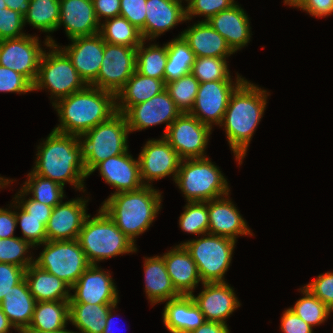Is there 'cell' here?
I'll return each mask as SVG.
<instances>
[{
  "mask_svg": "<svg viewBox=\"0 0 333 333\" xmlns=\"http://www.w3.org/2000/svg\"><path fill=\"white\" fill-rule=\"evenodd\" d=\"M30 248L34 247L18 236L0 239V263H10L27 269L34 263Z\"/></svg>",
  "mask_w": 333,
  "mask_h": 333,
  "instance_id": "obj_43",
  "label": "cell"
},
{
  "mask_svg": "<svg viewBox=\"0 0 333 333\" xmlns=\"http://www.w3.org/2000/svg\"><path fill=\"white\" fill-rule=\"evenodd\" d=\"M203 290L195 296V304L204 315L205 321L227 324L226 319L241 306L234 288L227 282L202 283Z\"/></svg>",
  "mask_w": 333,
  "mask_h": 333,
  "instance_id": "obj_19",
  "label": "cell"
},
{
  "mask_svg": "<svg viewBox=\"0 0 333 333\" xmlns=\"http://www.w3.org/2000/svg\"><path fill=\"white\" fill-rule=\"evenodd\" d=\"M301 10L313 17H327L333 15V0H308Z\"/></svg>",
  "mask_w": 333,
  "mask_h": 333,
  "instance_id": "obj_56",
  "label": "cell"
},
{
  "mask_svg": "<svg viewBox=\"0 0 333 333\" xmlns=\"http://www.w3.org/2000/svg\"><path fill=\"white\" fill-rule=\"evenodd\" d=\"M24 26V17L19 12L8 8L0 11V41L27 35Z\"/></svg>",
  "mask_w": 333,
  "mask_h": 333,
  "instance_id": "obj_47",
  "label": "cell"
},
{
  "mask_svg": "<svg viewBox=\"0 0 333 333\" xmlns=\"http://www.w3.org/2000/svg\"><path fill=\"white\" fill-rule=\"evenodd\" d=\"M109 272L91 264L71 287L69 304H117L118 290Z\"/></svg>",
  "mask_w": 333,
  "mask_h": 333,
  "instance_id": "obj_16",
  "label": "cell"
},
{
  "mask_svg": "<svg viewBox=\"0 0 333 333\" xmlns=\"http://www.w3.org/2000/svg\"><path fill=\"white\" fill-rule=\"evenodd\" d=\"M144 281L146 297L150 304L154 306L160 302L168 301L180 296L175 290L171 278L167 272L164 259L155 255L144 257Z\"/></svg>",
  "mask_w": 333,
  "mask_h": 333,
  "instance_id": "obj_29",
  "label": "cell"
},
{
  "mask_svg": "<svg viewBox=\"0 0 333 333\" xmlns=\"http://www.w3.org/2000/svg\"><path fill=\"white\" fill-rule=\"evenodd\" d=\"M165 89V81L135 71L115 95L116 112L124 114L131 106L143 103Z\"/></svg>",
  "mask_w": 333,
  "mask_h": 333,
  "instance_id": "obj_31",
  "label": "cell"
},
{
  "mask_svg": "<svg viewBox=\"0 0 333 333\" xmlns=\"http://www.w3.org/2000/svg\"><path fill=\"white\" fill-rule=\"evenodd\" d=\"M68 46H59L70 58L80 77L90 85L98 76L104 54V40L98 33L70 39Z\"/></svg>",
  "mask_w": 333,
  "mask_h": 333,
  "instance_id": "obj_20",
  "label": "cell"
},
{
  "mask_svg": "<svg viewBox=\"0 0 333 333\" xmlns=\"http://www.w3.org/2000/svg\"><path fill=\"white\" fill-rule=\"evenodd\" d=\"M60 17V0H30L29 10L24 15V25L29 24L40 32L48 33L44 45H57L49 33L57 30Z\"/></svg>",
  "mask_w": 333,
  "mask_h": 333,
  "instance_id": "obj_33",
  "label": "cell"
},
{
  "mask_svg": "<svg viewBox=\"0 0 333 333\" xmlns=\"http://www.w3.org/2000/svg\"><path fill=\"white\" fill-rule=\"evenodd\" d=\"M235 53L250 43L251 26L246 11L236 2L207 21Z\"/></svg>",
  "mask_w": 333,
  "mask_h": 333,
  "instance_id": "obj_25",
  "label": "cell"
},
{
  "mask_svg": "<svg viewBox=\"0 0 333 333\" xmlns=\"http://www.w3.org/2000/svg\"><path fill=\"white\" fill-rule=\"evenodd\" d=\"M42 142L37 146L32 172L63 187L69 183L84 193V180L88 174L84 167L80 137L52 130Z\"/></svg>",
  "mask_w": 333,
  "mask_h": 333,
  "instance_id": "obj_2",
  "label": "cell"
},
{
  "mask_svg": "<svg viewBox=\"0 0 333 333\" xmlns=\"http://www.w3.org/2000/svg\"><path fill=\"white\" fill-rule=\"evenodd\" d=\"M12 328L14 329V326L10 323L0 306V333L10 332Z\"/></svg>",
  "mask_w": 333,
  "mask_h": 333,
  "instance_id": "obj_60",
  "label": "cell"
},
{
  "mask_svg": "<svg viewBox=\"0 0 333 333\" xmlns=\"http://www.w3.org/2000/svg\"><path fill=\"white\" fill-rule=\"evenodd\" d=\"M16 222L20 223L22 235L21 238L26 240L32 247L42 245L47 241L46 224L49 218L31 217L17 202H16Z\"/></svg>",
  "mask_w": 333,
  "mask_h": 333,
  "instance_id": "obj_45",
  "label": "cell"
},
{
  "mask_svg": "<svg viewBox=\"0 0 333 333\" xmlns=\"http://www.w3.org/2000/svg\"><path fill=\"white\" fill-rule=\"evenodd\" d=\"M39 42V37L31 34L1 40L0 65L20 73L33 85L44 52Z\"/></svg>",
  "mask_w": 333,
  "mask_h": 333,
  "instance_id": "obj_14",
  "label": "cell"
},
{
  "mask_svg": "<svg viewBox=\"0 0 333 333\" xmlns=\"http://www.w3.org/2000/svg\"><path fill=\"white\" fill-rule=\"evenodd\" d=\"M44 50L38 68V75L33 84V92L48 89L52 105L74 92L83 90L87 84L72 65L70 58L59 45L48 44ZM52 50H51V49ZM53 98V99H52Z\"/></svg>",
  "mask_w": 333,
  "mask_h": 333,
  "instance_id": "obj_8",
  "label": "cell"
},
{
  "mask_svg": "<svg viewBox=\"0 0 333 333\" xmlns=\"http://www.w3.org/2000/svg\"><path fill=\"white\" fill-rule=\"evenodd\" d=\"M117 307V304L116 305H114L111 309H110V311H109V313H108V315H107V318H106V320H107V322H106V326H105V328H104V331H103V333H114V323H115V315L113 314V312H114V310H115V308ZM114 317V318H113ZM114 319V320H113ZM117 323V322H116ZM114 324V325H113Z\"/></svg>",
  "mask_w": 333,
  "mask_h": 333,
  "instance_id": "obj_59",
  "label": "cell"
},
{
  "mask_svg": "<svg viewBox=\"0 0 333 333\" xmlns=\"http://www.w3.org/2000/svg\"><path fill=\"white\" fill-rule=\"evenodd\" d=\"M183 0H147L144 28L140 31L143 39L155 40L164 32L186 22V7Z\"/></svg>",
  "mask_w": 333,
  "mask_h": 333,
  "instance_id": "obj_23",
  "label": "cell"
},
{
  "mask_svg": "<svg viewBox=\"0 0 333 333\" xmlns=\"http://www.w3.org/2000/svg\"><path fill=\"white\" fill-rule=\"evenodd\" d=\"M186 2L187 21L196 16H203L205 19L201 21H208L215 14L230 8L236 3L235 0H186Z\"/></svg>",
  "mask_w": 333,
  "mask_h": 333,
  "instance_id": "obj_46",
  "label": "cell"
},
{
  "mask_svg": "<svg viewBox=\"0 0 333 333\" xmlns=\"http://www.w3.org/2000/svg\"><path fill=\"white\" fill-rule=\"evenodd\" d=\"M63 25L68 39L96 35L100 32L92 0H60L57 29Z\"/></svg>",
  "mask_w": 333,
  "mask_h": 333,
  "instance_id": "obj_24",
  "label": "cell"
},
{
  "mask_svg": "<svg viewBox=\"0 0 333 333\" xmlns=\"http://www.w3.org/2000/svg\"><path fill=\"white\" fill-rule=\"evenodd\" d=\"M28 196L22 189L15 194L14 200L27 212L31 217L50 218L53 207L38 202L32 198L25 199Z\"/></svg>",
  "mask_w": 333,
  "mask_h": 333,
  "instance_id": "obj_52",
  "label": "cell"
},
{
  "mask_svg": "<svg viewBox=\"0 0 333 333\" xmlns=\"http://www.w3.org/2000/svg\"><path fill=\"white\" fill-rule=\"evenodd\" d=\"M212 129L190 113H181L163 138L182 159L204 158Z\"/></svg>",
  "mask_w": 333,
  "mask_h": 333,
  "instance_id": "obj_11",
  "label": "cell"
},
{
  "mask_svg": "<svg viewBox=\"0 0 333 333\" xmlns=\"http://www.w3.org/2000/svg\"><path fill=\"white\" fill-rule=\"evenodd\" d=\"M10 207H11V209H9ZM12 207H14L13 211H12ZM16 210L17 209H16L15 200H13V202L10 204V206L8 208H5V209L0 208V239L15 237L14 231H15V228L17 227Z\"/></svg>",
  "mask_w": 333,
  "mask_h": 333,
  "instance_id": "obj_54",
  "label": "cell"
},
{
  "mask_svg": "<svg viewBox=\"0 0 333 333\" xmlns=\"http://www.w3.org/2000/svg\"><path fill=\"white\" fill-rule=\"evenodd\" d=\"M21 189L27 195L32 194L30 198L53 208L66 197L62 185L49 178L34 174L32 171L27 174V180Z\"/></svg>",
  "mask_w": 333,
  "mask_h": 333,
  "instance_id": "obj_39",
  "label": "cell"
},
{
  "mask_svg": "<svg viewBox=\"0 0 333 333\" xmlns=\"http://www.w3.org/2000/svg\"><path fill=\"white\" fill-rule=\"evenodd\" d=\"M196 56L182 36L167 42V62L164 72L165 84L191 73Z\"/></svg>",
  "mask_w": 333,
  "mask_h": 333,
  "instance_id": "obj_35",
  "label": "cell"
},
{
  "mask_svg": "<svg viewBox=\"0 0 333 333\" xmlns=\"http://www.w3.org/2000/svg\"><path fill=\"white\" fill-rule=\"evenodd\" d=\"M210 158L182 159L175 184L186 202H207L230 194L227 178Z\"/></svg>",
  "mask_w": 333,
  "mask_h": 333,
  "instance_id": "obj_6",
  "label": "cell"
},
{
  "mask_svg": "<svg viewBox=\"0 0 333 333\" xmlns=\"http://www.w3.org/2000/svg\"><path fill=\"white\" fill-rule=\"evenodd\" d=\"M304 287L333 310V271L318 275Z\"/></svg>",
  "mask_w": 333,
  "mask_h": 333,
  "instance_id": "obj_49",
  "label": "cell"
},
{
  "mask_svg": "<svg viewBox=\"0 0 333 333\" xmlns=\"http://www.w3.org/2000/svg\"><path fill=\"white\" fill-rule=\"evenodd\" d=\"M188 43L196 57L228 58L234 52L207 21H197L179 34Z\"/></svg>",
  "mask_w": 333,
  "mask_h": 333,
  "instance_id": "obj_27",
  "label": "cell"
},
{
  "mask_svg": "<svg viewBox=\"0 0 333 333\" xmlns=\"http://www.w3.org/2000/svg\"><path fill=\"white\" fill-rule=\"evenodd\" d=\"M69 301L36 302L29 325L41 331H55L67 327Z\"/></svg>",
  "mask_w": 333,
  "mask_h": 333,
  "instance_id": "obj_36",
  "label": "cell"
},
{
  "mask_svg": "<svg viewBox=\"0 0 333 333\" xmlns=\"http://www.w3.org/2000/svg\"><path fill=\"white\" fill-rule=\"evenodd\" d=\"M99 34L105 42L133 48H137L144 41L140 30L120 15L103 20Z\"/></svg>",
  "mask_w": 333,
  "mask_h": 333,
  "instance_id": "obj_37",
  "label": "cell"
},
{
  "mask_svg": "<svg viewBox=\"0 0 333 333\" xmlns=\"http://www.w3.org/2000/svg\"><path fill=\"white\" fill-rule=\"evenodd\" d=\"M136 49L104 41L101 68L90 85L116 95L136 71Z\"/></svg>",
  "mask_w": 333,
  "mask_h": 333,
  "instance_id": "obj_13",
  "label": "cell"
},
{
  "mask_svg": "<svg viewBox=\"0 0 333 333\" xmlns=\"http://www.w3.org/2000/svg\"><path fill=\"white\" fill-rule=\"evenodd\" d=\"M89 198L61 201L56 205L46 224L47 241L78 239L84 221L87 218V202Z\"/></svg>",
  "mask_w": 333,
  "mask_h": 333,
  "instance_id": "obj_18",
  "label": "cell"
},
{
  "mask_svg": "<svg viewBox=\"0 0 333 333\" xmlns=\"http://www.w3.org/2000/svg\"><path fill=\"white\" fill-rule=\"evenodd\" d=\"M7 8L19 12L23 17L29 10L30 0H4Z\"/></svg>",
  "mask_w": 333,
  "mask_h": 333,
  "instance_id": "obj_58",
  "label": "cell"
},
{
  "mask_svg": "<svg viewBox=\"0 0 333 333\" xmlns=\"http://www.w3.org/2000/svg\"><path fill=\"white\" fill-rule=\"evenodd\" d=\"M270 94L245 79L232 93L224 118L223 127L230 150L242 165L257 125L263 118Z\"/></svg>",
  "mask_w": 333,
  "mask_h": 333,
  "instance_id": "obj_1",
  "label": "cell"
},
{
  "mask_svg": "<svg viewBox=\"0 0 333 333\" xmlns=\"http://www.w3.org/2000/svg\"><path fill=\"white\" fill-rule=\"evenodd\" d=\"M307 2L308 0H284V5L286 4L301 9Z\"/></svg>",
  "mask_w": 333,
  "mask_h": 333,
  "instance_id": "obj_62",
  "label": "cell"
},
{
  "mask_svg": "<svg viewBox=\"0 0 333 333\" xmlns=\"http://www.w3.org/2000/svg\"><path fill=\"white\" fill-rule=\"evenodd\" d=\"M4 8H7V5L4 0H0V11Z\"/></svg>",
  "mask_w": 333,
  "mask_h": 333,
  "instance_id": "obj_64",
  "label": "cell"
},
{
  "mask_svg": "<svg viewBox=\"0 0 333 333\" xmlns=\"http://www.w3.org/2000/svg\"><path fill=\"white\" fill-rule=\"evenodd\" d=\"M147 0H120V16L126 18L138 30L145 25Z\"/></svg>",
  "mask_w": 333,
  "mask_h": 333,
  "instance_id": "obj_50",
  "label": "cell"
},
{
  "mask_svg": "<svg viewBox=\"0 0 333 333\" xmlns=\"http://www.w3.org/2000/svg\"><path fill=\"white\" fill-rule=\"evenodd\" d=\"M299 290L303 297L298 299L289 309L312 328L327 321L331 314L330 309L306 287L303 286Z\"/></svg>",
  "mask_w": 333,
  "mask_h": 333,
  "instance_id": "obj_40",
  "label": "cell"
},
{
  "mask_svg": "<svg viewBox=\"0 0 333 333\" xmlns=\"http://www.w3.org/2000/svg\"><path fill=\"white\" fill-rule=\"evenodd\" d=\"M34 264L62 279L72 287L84 271L91 265L78 239L46 241Z\"/></svg>",
  "mask_w": 333,
  "mask_h": 333,
  "instance_id": "obj_10",
  "label": "cell"
},
{
  "mask_svg": "<svg viewBox=\"0 0 333 333\" xmlns=\"http://www.w3.org/2000/svg\"><path fill=\"white\" fill-rule=\"evenodd\" d=\"M14 179H8L0 176V189H3L4 187H8L10 183H13Z\"/></svg>",
  "mask_w": 333,
  "mask_h": 333,
  "instance_id": "obj_63",
  "label": "cell"
},
{
  "mask_svg": "<svg viewBox=\"0 0 333 333\" xmlns=\"http://www.w3.org/2000/svg\"><path fill=\"white\" fill-rule=\"evenodd\" d=\"M233 203L229 194L208 201V233L234 240L242 235H254Z\"/></svg>",
  "mask_w": 333,
  "mask_h": 333,
  "instance_id": "obj_22",
  "label": "cell"
},
{
  "mask_svg": "<svg viewBox=\"0 0 333 333\" xmlns=\"http://www.w3.org/2000/svg\"><path fill=\"white\" fill-rule=\"evenodd\" d=\"M24 329L26 333H75V331L68 330L66 327L55 331H41L35 328H30L29 326Z\"/></svg>",
  "mask_w": 333,
  "mask_h": 333,
  "instance_id": "obj_61",
  "label": "cell"
},
{
  "mask_svg": "<svg viewBox=\"0 0 333 333\" xmlns=\"http://www.w3.org/2000/svg\"><path fill=\"white\" fill-rule=\"evenodd\" d=\"M95 14L101 23V18L109 19L120 15V0H92Z\"/></svg>",
  "mask_w": 333,
  "mask_h": 333,
  "instance_id": "obj_55",
  "label": "cell"
},
{
  "mask_svg": "<svg viewBox=\"0 0 333 333\" xmlns=\"http://www.w3.org/2000/svg\"><path fill=\"white\" fill-rule=\"evenodd\" d=\"M138 159L141 180L147 186H153V181L170 175L175 182L182 161L179 154L163 137L148 140L139 153Z\"/></svg>",
  "mask_w": 333,
  "mask_h": 333,
  "instance_id": "obj_15",
  "label": "cell"
},
{
  "mask_svg": "<svg viewBox=\"0 0 333 333\" xmlns=\"http://www.w3.org/2000/svg\"><path fill=\"white\" fill-rule=\"evenodd\" d=\"M33 85L20 73L0 65V92L26 94Z\"/></svg>",
  "mask_w": 333,
  "mask_h": 333,
  "instance_id": "obj_48",
  "label": "cell"
},
{
  "mask_svg": "<svg viewBox=\"0 0 333 333\" xmlns=\"http://www.w3.org/2000/svg\"><path fill=\"white\" fill-rule=\"evenodd\" d=\"M25 279L36 302L70 300L71 287L34 263L27 267Z\"/></svg>",
  "mask_w": 333,
  "mask_h": 333,
  "instance_id": "obj_30",
  "label": "cell"
},
{
  "mask_svg": "<svg viewBox=\"0 0 333 333\" xmlns=\"http://www.w3.org/2000/svg\"><path fill=\"white\" fill-rule=\"evenodd\" d=\"M226 58L196 57L191 73L200 82L233 80Z\"/></svg>",
  "mask_w": 333,
  "mask_h": 333,
  "instance_id": "obj_44",
  "label": "cell"
},
{
  "mask_svg": "<svg viewBox=\"0 0 333 333\" xmlns=\"http://www.w3.org/2000/svg\"><path fill=\"white\" fill-rule=\"evenodd\" d=\"M89 214L79 233L78 241L88 262L97 265L118 255L136 253L137 247L99 207L96 216Z\"/></svg>",
  "mask_w": 333,
  "mask_h": 333,
  "instance_id": "obj_5",
  "label": "cell"
},
{
  "mask_svg": "<svg viewBox=\"0 0 333 333\" xmlns=\"http://www.w3.org/2000/svg\"><path fill=\"white\" fill-rule=\"evenodd\" d=\"M162 192L144 185L135 191L109 195L101 208L134 244L146 232L162 209Z\"/></svg>",
  "mask_w": 333,
  "mask_h": 333,
  "instance_id": "obj_4",
  "label": "cell"
},
{
  "mask_svg": "<svg viewBox=\"0 0 333 333\" xmlns=\"http://www.w3.org/2000/svg\"><path fill=\"white\" fill-rule=\"evenodd\" d=\"M181 114L167 90L160 92L149 100L131 106L124 116L129 132L145 130L149 127L166 123L163 137L172 122Z\"/></svg>",
  "mask_w": 333,
  "mask_h": 333,
  "instance_id": "obj_17",
  "label": "cell"
},
{
  "mask_svg": "<svg viewBox=\"0 0 333 333\" xmlns=\"http://www.w3.org/2000/svg\"><path fill=\"white\" fill-rule=\"evenodd\" d=\"M160 256L164 259L171 282L180 295H191L198 284H202L197 265L183 245L178 244Z\"/></svg>",
  "mask_w": 333,
  "mask_h": 333,
  "instance_id": "obj_26",
  "label": "cell"
},
{
  "mask_svg": "<svg viewBox=\"0 0 333 333\" xmlns=\"http://www.w3.org/2000/svg\"><path fill=\"white\" fill-rule=\"evenodd\" d=\"M179 227L183 232L195 234L196 236L208 233V201L187 202L184 212L179 217Z\"/></svg>",
  "mask_w": 333,
  "mask_h": 333,
  "instance_id": "obj_42",
  "label": "cell"
},
{
  "mask_svg": "<svg viewBox=\"0 0 333 333\" xmlns=\"http://www.w3.org/2000/svg\"><path fill=\"white\" fill-rule=\"evenodd\" d=\"M237 240L205 233L203 237L187 240L183 245L197 265L202 283L226 282Z\"/></svg>",
  "mask_w": 333,
  "mask_h": 333,
  "instance_id": "obj_9",
  "label": "cell"
},
{
  "mask_svg": "<svg viewBox=\"0 0 333 333\" xmlns=\"http://www.w3.org/2000/svg\"><path fill=\"white\" fill-rule=\"evenodd\" d=\"M36 300L24 278L13 286L0 302L3 313L14 328H25L31 323Z\"/></svg>",
  "mask_w": 333,
  "mask_h": 333,
  "instance_id": "obj_32",
  "label": "cell"
},
{
  "mask_svg": "<svg viewBox=\"0 0 333 333\" xmlns=\"http://www.w3.org/2000/svg\"><path fill=\"white\" fill-rule=\"evenodd\" d=\"M236 76L235 82L219 80L200 83L190 114L211 128L214 125L219 126L232 93L245 80L239 74Z\"/></svg>",
  "mask_w": 333,
  "mask_h": 333,
  "instance_id": "obj_12",
  "label": "cell"
},
{
  "mask_svg": "<svg viewBox=\"0 0 333 333\" xmlns=\"http://www.w3.org/2000/svg\"><path fill=\"white\" fill-rule=\"evenodd\" d=\"M280 326L283 333H314L313 328L289 308L283 312Z\"/></svg>",
  "mask_w": 333,
  "mask_h": 333,
  "instance_id": "obj_53",
  "label": "cell"
},
{
  "mask_svg": "<svg viewBox=\"0 0 333 333\" xmlns=\"http://www.w3.org/2000/svg\"><path fill=\"white\" fill-rule=\"evenodd\" d=\"M116 304H69V322L79 332L103 333L110 309Z\"/></svg>",
  "mask_w": 333,
  "mask_h": 333,
  "instance_id": "obj_34",
  "label": "cell"
},
{
  "mask_svg": "<svg viewBox=\"0 0 333 333\" xmlns=\"http://www.w3.org/2000/svg\"><path fill=\"white\" fill-rule=\"evenodd\" d=\"M145 40L136 49V71L144 76L164 81L167 62V43L159 46L152 43L144 46Z\"/></svg>",
  "mask_w": 333,
  "mask_h": 333,
  "instance_id": "obj_38",
  "label": "cell"
},
{
  "mask_svg": "<svg viewBox=\"0 0 333 333\" xmlns=\"http://www.w3.org/2000/svg\"><path fill=\"white\" fill-rule=\"evenodd\" d=\"M96 170L102 176L105 183L111 185L116 194L119 192L135 191L144 186L140 176L139 159L133 158L129 153V149L114 157H109L106 160L98 163L88 174L90 176Z\"/></svg>",
  "mask_w": 333,
  "mask_h": 333,
  "instance_id": "obj_21",
  "label": "cell"
},
{
  "mask_svg": "<svg viewBox=\"0 0 333 333\" xmlns=\"http://www.w3.org/2000/svg\"><path fill=\"white\" fill-rule=\"evenodd\" d=\"M16 331H18V333H26L24 328H14ZM10 333V332H7ZM12 333V331H11Z\"/></svg>",
  "mask_w": 333,
  "mask_h": 333,
  "instance_id": "obj_65",
  "label": "cell"
},
{
  "mask_svg": "<svg viewBox=\"0 0 333 333\" xmlns=\"http://www.w3.org/2000/svg\"><path fill=\"white\" fill-rule=\"evenodd\" d=\"M129 127L123 113L116 112L80 136L84 167L89 174L101 161L128 150Z\"/></svg>",
  "mask_w": 333,
  "mask_h": 333,
  "instance_id": "obj_7",
  "label": "cell"
},
{
  "mask_svg": "<svg viewBox=\"0 0 333 333\" xmlns=\"http://www.w3.org/2000/svg\"><path fill=\"white\" fill-rule=\"evenodd\" d=\"M199 84L192 73L166 83V90L181 113H190L192 110Z\"/></svg>",
  "mask_w": 333,
  "mask_h": 333,
  "instance_id": "obj_41",
  "label": "cell"
},
{
  "mask_svg": "<svg viewBox=\"0 0 333 333\" xmlns=\"http://www.w3.org/2000/svg\"><path fill=\"white\" fill-rule=\"evenodd\" d=\"M52 106L60 122L52 130L79 137L116 113L115 94L91 85Z\"/></svg>",
  "mask_w": 333,
  "mask_h": 333,
  "instance_id": "obj_3",
  "label": "cell"
},
{
  "mask_svg": "<svg viewBox=\"0 0 333 333\" xmlns=\"http://www.w3.org/2000/svg\"><path fill=\"white\" fill-rule=\"evenodd\" d=\"M190 333H230V329L226 324L206 321Z\"/></svg>",
  "mask_w": 333,
  "mask_h": 333,
  "instance_id": "obj_57",
  "label": "cell"
},
{
  "mask_svg": "<svg viewBox=\"0 0 333 333\" xmlns=\"http://www.w3.org/2000/svg\"><path fill=\"white\" fill-rule=\"evenodd\" d=\"M25 268L10 263H0V302L11 288L25 278Z\"/></svg>",
  "mask_w": 333,
  "mask_h": 333,
  "instance_id": "obj_51",
  "label": "cell"
},
{
  "mask_svg": "<svg viewBox=\"0 0 333 333\" xmlns=\"http://www.w3.org/2000/svg\"><path fill=\"white\" fill-rule=\"evenodd\" d=\"M164 302L163 323L170 333H190L206 322L191 295H180Z\"/></svg>",
  "mask_w": 333,
  "mask_h": 333,
  "instance_id": "obj_28",
  "label": "cell"
}]
</instances>
